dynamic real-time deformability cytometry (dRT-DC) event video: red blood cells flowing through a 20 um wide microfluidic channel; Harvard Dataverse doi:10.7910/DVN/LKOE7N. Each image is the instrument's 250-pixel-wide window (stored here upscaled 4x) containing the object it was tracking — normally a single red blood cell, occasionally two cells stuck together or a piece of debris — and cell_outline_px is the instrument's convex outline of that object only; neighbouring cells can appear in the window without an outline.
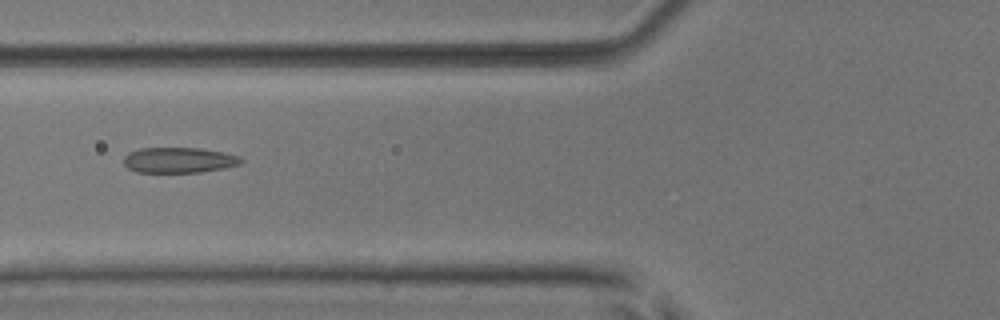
{"species": "common noctule bat (a hibernating species)", "species_latin": "Nyctalus noctula", "temperature_condition": "room temperature", "stored_images_in_passage": 6, "camera_frame_rate_fps": 3000, "um_per_image_px": 0.085, "animal": {"sex": "male", "body_mass_g": 17.9, "forearm_length_mm": 54.2}, "frame": {"image": 1, "passage_image": 6, "time_ms": 1.667, "image_size_px": [1000, 320], "cell_outline_px": [[244, 160], [240, 164], [224, 168], [200, 172], [136, 172], [128, 168], [124, 164], [124, 156], [128, 152], [140, 148], [200, 148], [224, 152], [240, 156]], "centroid_in_image_um": [15.21, 13.6], "position_along_channel_um": 110.6, "area_um2": 17.51}}